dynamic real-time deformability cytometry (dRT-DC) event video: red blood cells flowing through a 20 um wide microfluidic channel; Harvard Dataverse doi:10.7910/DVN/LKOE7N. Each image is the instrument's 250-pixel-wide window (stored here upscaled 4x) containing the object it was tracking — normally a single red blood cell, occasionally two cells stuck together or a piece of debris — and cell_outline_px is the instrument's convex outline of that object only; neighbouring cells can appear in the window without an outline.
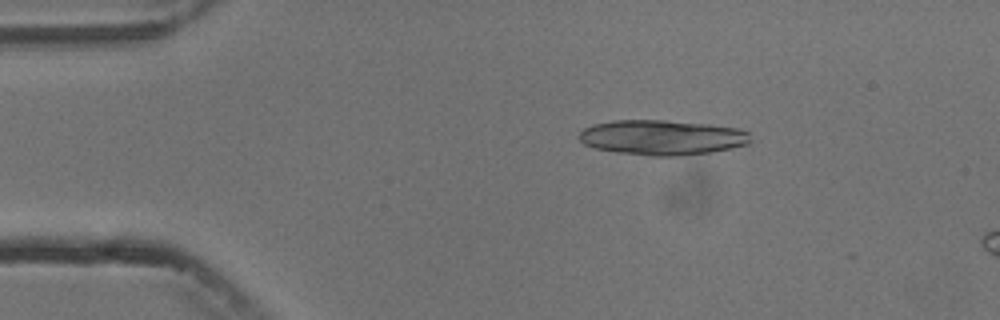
{"species": "common noctule bat (a hibernating species)", "species_latin": "Nyctalus noctula", "temperature_condition": "cold", "stored_images_in_passage": 5, "camera_frame_rate_fps": 3000, "um_per_image_px": 0.085, "animal": {"sex": "male", "body_mass_g": 13.3}, "frame": {"image": 1, "passage_image": 3, "time_ms": 2.333, "image_size_px": [1000, 320], "cell_outline_px": [[752, 140], [748, 144], [732, 148], [712, 152], [680, 156], [652, 156], [616, 152], [596, 148], [584, 144], [580, 140], [580, 132], [584, 128], [592, 124], [612, 120], [664, 120], [708, 124], [736, 128], [748, 132]], "centroid_in_image_um": [56.28, 11.68], "position_along_channel_um": 28.7, "area_um2": 35.08}}